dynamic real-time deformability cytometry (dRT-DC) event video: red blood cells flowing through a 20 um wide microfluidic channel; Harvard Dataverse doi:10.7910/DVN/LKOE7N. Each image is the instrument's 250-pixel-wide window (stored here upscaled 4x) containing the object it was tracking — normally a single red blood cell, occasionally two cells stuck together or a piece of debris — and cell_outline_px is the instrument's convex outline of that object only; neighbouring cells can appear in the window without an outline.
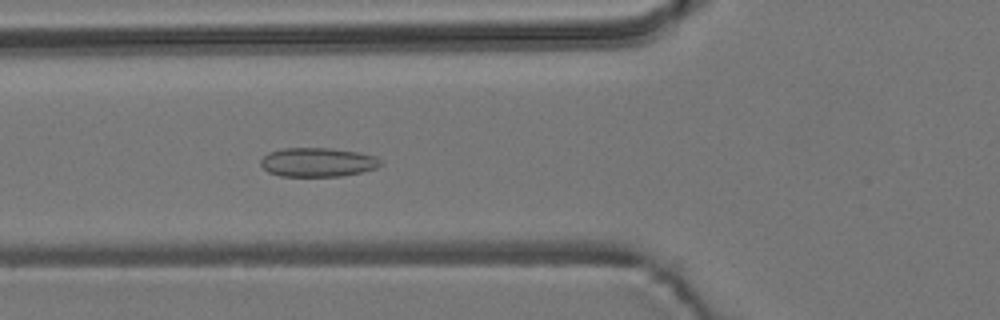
{"species": "common noctule bat (a hibernating species)", "species_latin": "Nyctalus noctula", "temperature_condition": "room temperature", "stored_images_in_passage": 5, "camera_frame_rate_fps": 3000, "um_per_image_px": 0.085, "animal": {"sex": "male", "body_mass_g": 19.2, "forearm_length_mm": 51.8}, "frame": {"image": 1, "passage_image": 5, "time_ms": 4.667, "image_size_px": [1000, 320], "cell_outline_px": [[384, 164], [376, 168], [360, 172], [340, 176], [280, 176], [268, 172], [260, 164], [260, 160], [268, 152], [284, 148], [328, 148], [356, 152], [376, 156]], "centroid_in_image_um": [26.99, 13.79], "position_along_channel_um": 98.8, "area_um2": 20.23}}